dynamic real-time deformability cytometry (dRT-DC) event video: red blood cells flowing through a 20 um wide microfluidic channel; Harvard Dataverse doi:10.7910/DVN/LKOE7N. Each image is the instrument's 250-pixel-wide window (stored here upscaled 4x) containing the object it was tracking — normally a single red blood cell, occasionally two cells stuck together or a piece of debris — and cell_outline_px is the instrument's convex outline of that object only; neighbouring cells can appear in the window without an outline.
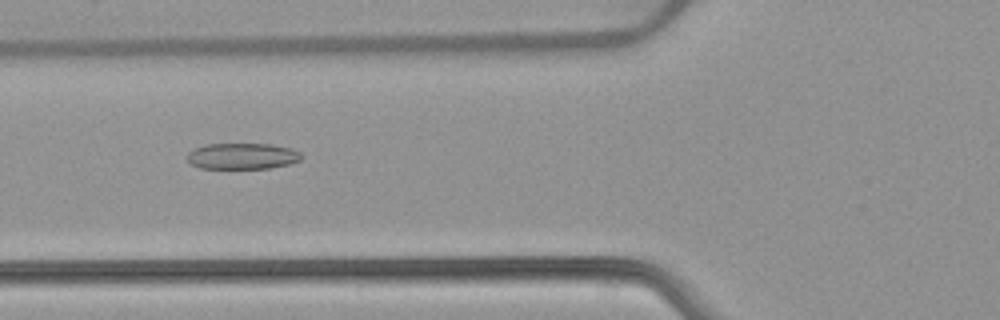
{"species": "common noctule bat (a hibernating species)", "species_latin": "Nyctalus noctula", "temperature_condition": "warm", "stored_images_in_passage": 41, "camera_frame_rate_fps": 3000, "um_per_image_px": 0.085, "animal": {"sex": "female", "body_mass_g": 22.7, "forearm_length_mm": 54.2}, "frame": {"image": 1, "passage_image": 9, "time_ms": 2.667, "image_size_px": [1000, 320], "cell_outline_px": [[304, 156], [300, 160], [288, 164], [268, 168], [200, 168], [192, 164], [184, 156], [188, 152], [204, 144], [272, 144], [292, 148], [300, 152]], "centroid_in_image_um": [20.6, 13.26], "position_along_channel_um": 105.2, "area_um2": 17.46}}
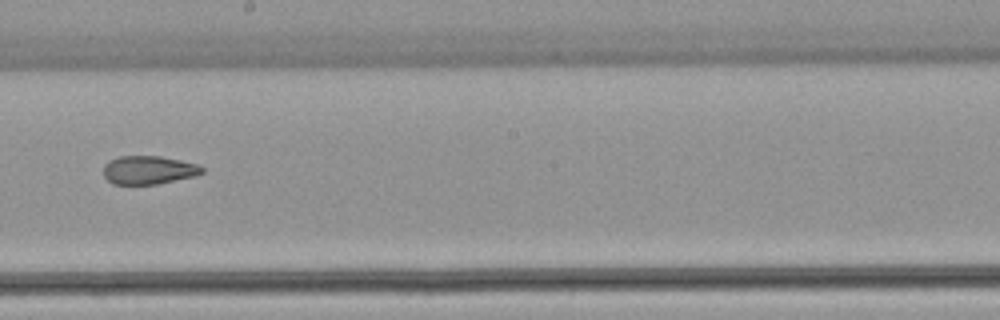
{"frame": {"image": 2, "passage_image": 19, "time_ms": 6.0, "image_size_px": [1000, 320], "cell_outline_px": [[204, 172], [196, 176], [156, 184], [112, 184], [104, 176], [104, 164], [108, 160], [120, 156], [160, 156], [180, 160], [196, 164], [204, 168]], "centroid_in_image_um": [12.62, 14.45], "position_along_channel_um": 235.6, "area_um2": 16.36}}
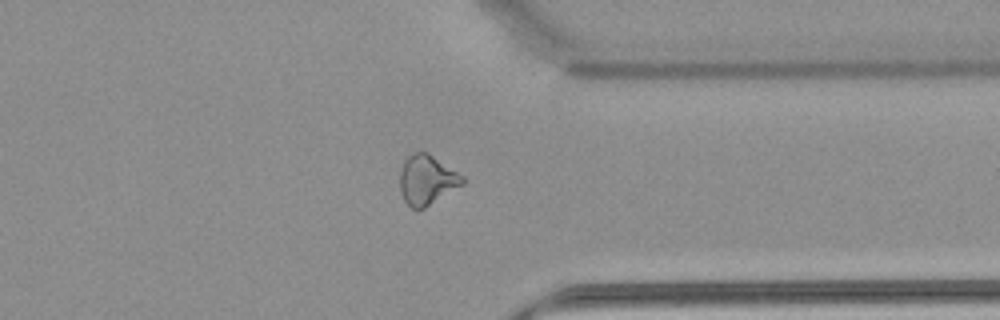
{"frame": {"image": 3, "passage_image": 30, "time_ms": 9.667, "image_size_px": [1000, 320], "cell_outline_px": [[464, 184], [424, 208], [412, 208], [404, 200], [400, 192], [400, 172], [404, 160], [408, 156], [416, 152], [428, 152], [464, 176]], "centroid_in_image_um": [36.29, 15.28], "position_along_channel_um": 375.1, "area_um2": 18.03}}